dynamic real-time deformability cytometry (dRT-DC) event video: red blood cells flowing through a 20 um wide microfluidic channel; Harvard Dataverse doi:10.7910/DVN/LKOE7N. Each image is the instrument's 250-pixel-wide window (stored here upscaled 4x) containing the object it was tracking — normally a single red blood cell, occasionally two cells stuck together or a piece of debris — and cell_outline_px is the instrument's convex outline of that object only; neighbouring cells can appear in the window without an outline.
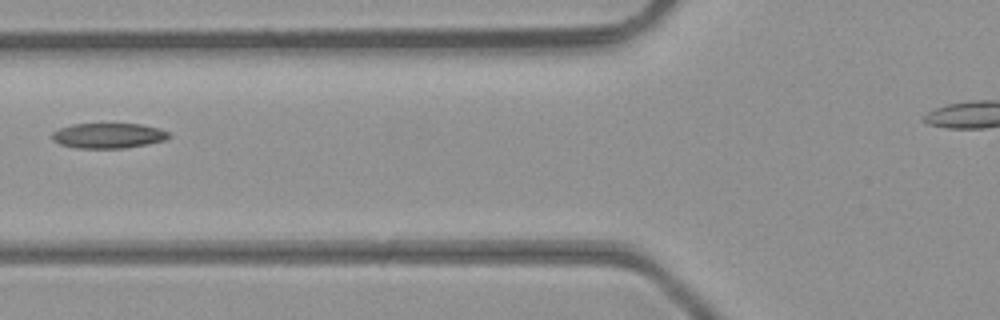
{"species": "common noctule bat (a hibernating species)", "species_latin": "Nyctalus noctula", "temperature_condition": "room temperature", "stored_images_in_passage": 4, "camera_frame_rate_fps": 3000, "um_per_image_px": 0.085, "animal": {"sex": "male", "body_mass_g": 23.1, "forearm_length_mm": 52.7}, "frame": {"image": 1, "passage_image": 4, "time_ms": 1.0, "image_size_px": [1000, 320], "cell_outline_px": [[172, 136], [164, 140], [148, 144], [124, 148], [76, 148], [60, 144], [52, 140], [52, 132], [60, 128], [72, 124], [140, 124], [160, 128], [168, 132]], "centroid_in_image_um": [9.21, 11.53], "position_along_channel_um": 116.6, "area_um2": 17.17}}